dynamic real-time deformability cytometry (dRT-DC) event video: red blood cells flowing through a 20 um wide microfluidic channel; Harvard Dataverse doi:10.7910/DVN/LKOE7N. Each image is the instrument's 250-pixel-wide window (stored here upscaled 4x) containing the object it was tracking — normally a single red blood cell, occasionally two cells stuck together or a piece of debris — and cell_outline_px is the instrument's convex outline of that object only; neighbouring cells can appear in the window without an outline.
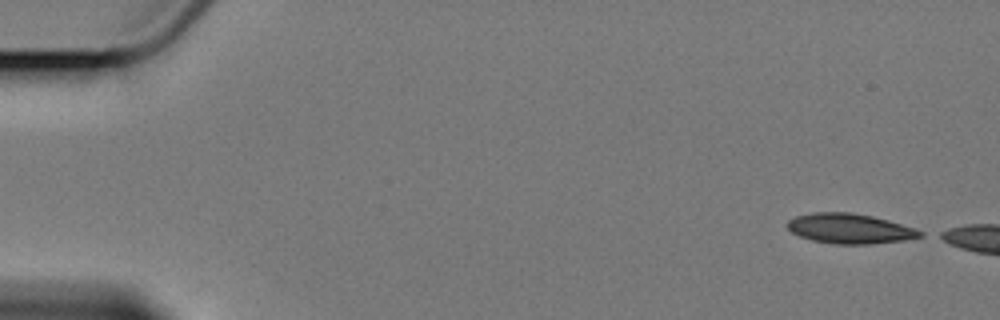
{"species": "Egyptian fruit bat (a non-hibernating species)", "species_latin": "Rousettus aegyptiacus", "temperature_condition": "cold", "stored_images_in_passage": 4, "camera_frame_rate_fps": 3000, "um_per_image_px": 0.085, "animal": {"sex": "female"}, "frame": {"image": 1, "passage_image": 1, "time_ms": 0.0, "image_size_px": [1000, 320], "cell_outline_px": [[924, 236], [904, 240], [868, 244], [832, 244], [812, 240], [800, 236], [792, 232], [788, 228], [788, 220], [796, 216], [812, 212], [852, 212], [872, 216], [888, 220], [916, 228], [924, 232]], "centroid_in_image_um": [72.25, 19.43], "position_along_channel_um": 12.7, "area_um2": 23.24}}